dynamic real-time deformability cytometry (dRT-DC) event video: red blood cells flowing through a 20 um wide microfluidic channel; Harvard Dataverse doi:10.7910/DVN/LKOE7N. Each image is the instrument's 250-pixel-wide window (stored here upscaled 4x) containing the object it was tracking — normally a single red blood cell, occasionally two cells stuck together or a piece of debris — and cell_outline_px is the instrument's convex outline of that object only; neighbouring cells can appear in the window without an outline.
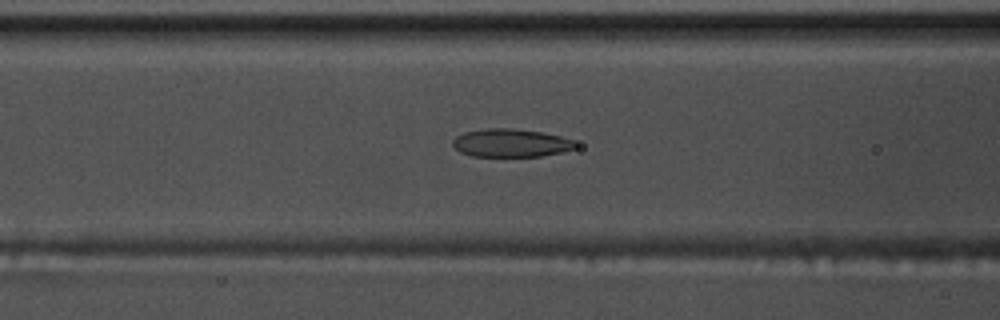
{"species": "common noctule bat (a hibernating species)", "species_latin": "Nyctalus noctula", "temperature_condition": "warm", "stored_images_in_passage": 54, "camera_frame_rate_fps": 3000, "um_per_image_px": 0.085, "animal": {"sex": "male", "body_mass_g": 17.5, "forearm_length_mm": 52.3}, "frame": {"image": 1, "passage_image": 22, "time_ms": 7.0, "image_size_px": [1000, 320], "cell_outline_px": [[576, 148], [560, 152], [540, 156], [472, 156], [460, 152], [452, 144], [452, 140], [456, 136], [464, 132], [488, 128], [512, 128], [540, 132], [560, 136], [572, 140], [576, 144]], "centroid_in_image_um": [43.39, 12.15], "position_along_channel_um": 123.2, "area_um2": 19.94}}
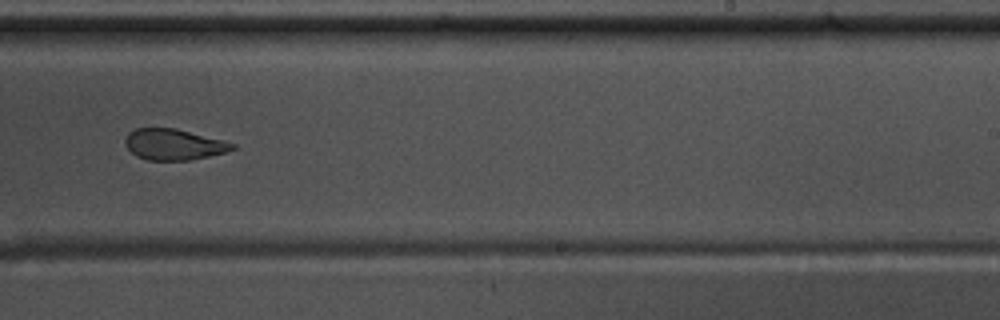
{"frame": {"image": 2, "passage_image": 34, "time_ms": 11.0, "image_size_px": [1000, 320], "cell_outline_px": [[236, 148], [228, 152], [188, 160], [148, 160], [136, 156], [124, 144], [124, 140], [128, 132], [136, 128], [176, 128], [224, 140], [236, 144]], "centroid_in_image_um": [14.78, 12.27], "position_along_channel_um": 274.2, "area_um2": 19.48}}
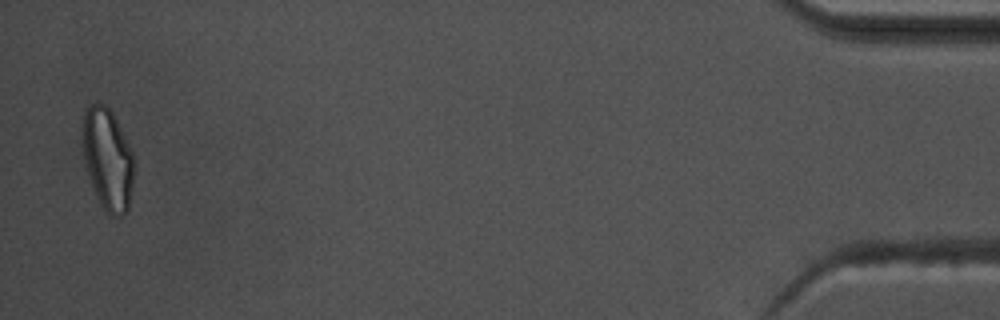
{"frame": {"image": 3, "passage_image": 53, "time_ms": 17.333, "image_size_px": [1000, 320], "cell_outline_px": [[132, 188], [128, 208], [124, 216], [108, 216], [100, 204], [96, 196], [88, 172], [84, 156], [84, 108], [88, 104], [96, 100], [104, 104], [112, 112], [132, 152]], "centroid_in_image_um": [9.15, 13.53], "position_along_channel_um": 426.1, "area_um2": 29.94}, "authors_computed_cell_mechanics": {"area_um2": 21.9929, "velocity_mm_per_s": 3.7865, "shape_relaxation_time_tau1_ms": null, "shape_relaxation_time_tau2_ms": 2.3174, "deformation_change_tau1": null, "deformation_change_tau2": 0.0718}}